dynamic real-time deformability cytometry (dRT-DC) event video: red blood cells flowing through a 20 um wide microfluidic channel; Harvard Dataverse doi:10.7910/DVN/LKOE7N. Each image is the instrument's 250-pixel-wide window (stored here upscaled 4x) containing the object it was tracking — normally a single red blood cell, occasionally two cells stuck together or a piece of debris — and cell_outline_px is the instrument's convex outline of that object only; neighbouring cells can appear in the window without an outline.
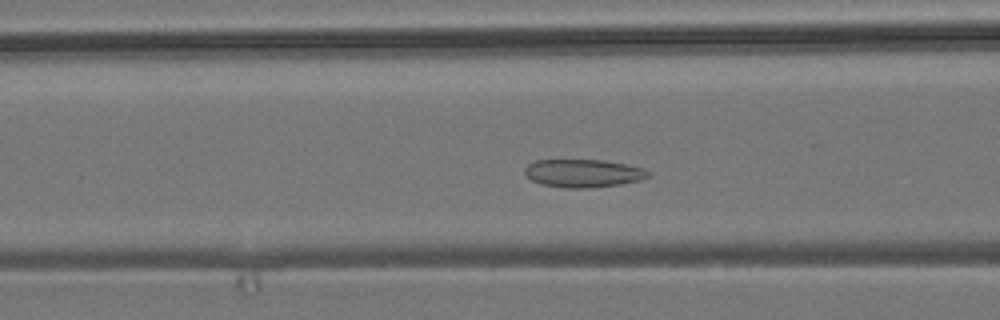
{"species": "common noctule bat (a hibernating species)", "species_latin": "Nyctalus noctula", "temperature_condition": "room temperature", "stored_images_in_passage": 31, "camera_frame_rate_fps": 3000, "um_per_image_px": 0.085, "animal": {"sex": "male", "body_mass_g": 19.2, "forearm_length_mm": 51.8}, "frame": {"image": 1, "passage_image": 19, "time_ms": 6.0, "image_size_px": [1000, 320], "cell_outline_px": [[652, 176], [640, 180], [620, 184], [592, 188], [564, 188], [540, 184], [532, 180], [524, 172], [524, 168], [528, 164], [536, 160], [604, 160], [628, 164], [644, 168], [652, 172]], "centroid_in_image_um": [49.62, 14.73], "position_along_channel_um": 117.0, "area_um2": 20.46}}
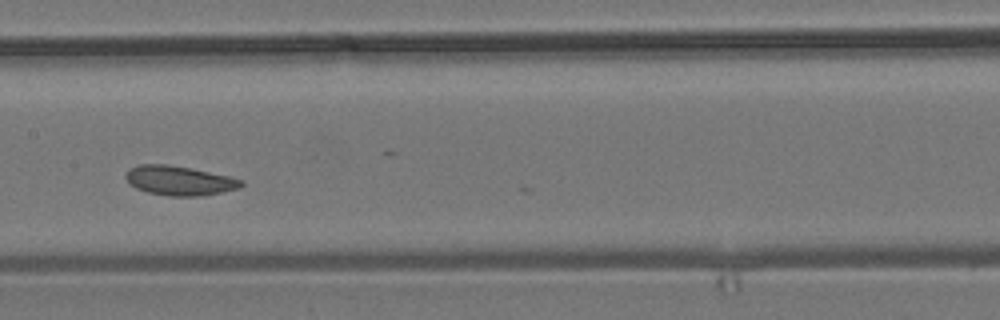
{"frame": {"image": 2, "passage_image": 25, "time_ms": 8.0, "image_size_px": [1000, 320], "cell_outline_px": [[244, 184], [240, 188], [204, 196], [168, 196], [148, 192], [136, 188], [128, 184], [124, 176], [128, 168], [140, 164], [168, 164], [228, 176], [244, 180]], "centroid_in_image_um": [15.22, 15.36], "position_along_channel_um": 192.2, "area_um2": 19.94}}
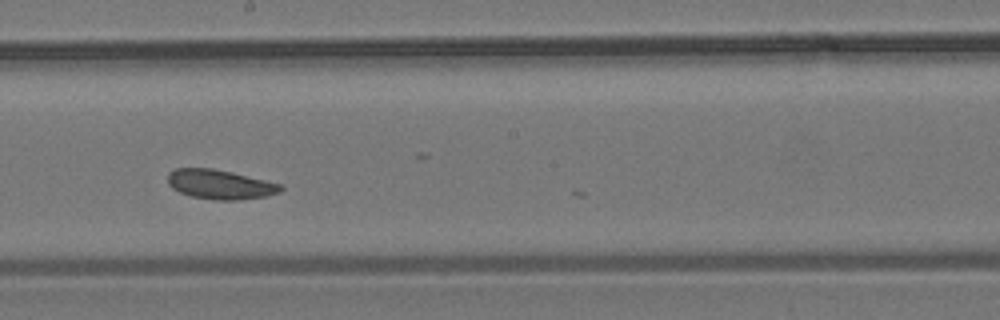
{"frame": {"image": 3, "passage_image": 28, "time_ms": 9.0, "image_size_px": [1000, 320], "cell_outline_px": [[284, 188], [280, 192], [264, 196], [236, 200], [216, 200], [192, 196], [180, 192], [172, 188], [168, 184], [168, 172], [176, 168], [212, 168], [232, 172], [284, 184]], "centroid_in_image_um": [18.72, 15.66], "position_along_channel_um": 229.5, "area_um2": 19.42}}